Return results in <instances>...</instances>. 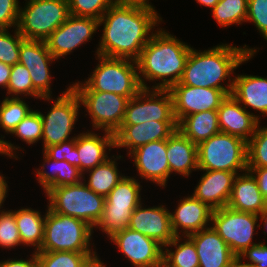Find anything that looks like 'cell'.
<instances>
[{
	"label": "cell",
	"instance_id": "obj_37",
	"mask_svg": "<svg viewBox=\"0 0 267 267\" xmlns=\"http://www.w3.org/2000/svg\"><path fill=\"white\" fill-rule=\"evenodd\" d=\"M94 254L96 253L36 252L38 267H81Z\"/></svg>",
	"mask_w": 267,
	"mask_h": 267
},
{
	"label": "cell",
	"instance_id": "obj_20",
	"mask_svg": "<svg viewBox=\"0 0 267 267\" xmlns=\"http://www.w3.org/2000/svg\"><path fill=\"white\" fill-rule=\"evenodd\" d=\"M177 130V121H147L136 125H121L114 133L115 148L135 149L157 140L168 139Z\"/></svg>",
	"mask_w": 267,
	"mask_h": 267
},
{
	"label": "cell",
	"instance_id": "obj_33",
	"mask_svg": "<svg viewBox=\"0 0 267 267\" xmlns=\"http://www.w3.org/2000/svg\"><path fill=\"white\" fill-rule=\"evenodd\" d=\"M170 247H174L175 250ZM163 265L165 267H199L198 254L193 240L189 236H175L163 247Z\"/></svg>",
	"mask_w": 267,
	"mask_h": 267
},
{
	"label": "cell",
	"instance_id": "obj_56",
	"mask_svg": "<svg viewBox=\"0 0 267 267\" xmlns=\"http://www.w3.org/2000/svg\"><path fill=\"white\" fill-rule=\"evenodd\" d=\"M259 220L261 221L260 223H263V229H265V231L263 232L265 235L267 233V211L264 212L262 215H260Z\"/></svg>",
	"mask_w": 267,
	"mask_h": 267
},
{
	"label": "cell",
	"instance_id": "obj_13",
	"mask_svg": "<svg viewBox=\"0 0 267 267\" xmlns=\"http://www.w3.org/2000/svg\"><path fill=\"white\" fill-rule=\"evenodd\" d=\"M155 120L176 121L171 93L169 90L142 89L128 100L122 125H136Z\"/></svg>",
	"mask_w": 267,
	"mask_h": 267
},
{
	"label": "cell",
	"instance_id": "obj_52",
	"mask_svg": "<svg viewBox=\"0 0 267 267\" xmlns=\"http://www.w3.org/2000/svg\"><path fill=\"white\" fill-rule=\"evenodd\" d=\"M81 267H106V265L96 253L93 256H90Z\"/></svg>",
	"mask_w": 267,
	"mask_h": 267
},
{
	"label": "cell",
	"instance_id": "obj_45",
	"mask_svg": "<svg viewBox=\"0 0 267 267\" xmlns=\"http://www.w3.org/2000/svg\"><path fill=\"white\" fill-rule=\"evenodd\" d=\"M19 4L18 0H0V29L17 28Z\"/></svg>",
	"mask_w": 267,
	"mask_h": 267
},
{
	"label": "cell",
	"instance_id": "obj_35",
	"mask_svg": "<svg viewBox=\"0 0 267 267\" xmlns=\"http://www.w3.org/2000/svg\"><path fill=\"white\" fill-rule=\"evenodd\" d=\"M23 99L4 97L0 103V128L7 135L33 110Z\"/></svg>",
	"mask_w": 267,
	"mask_h": 267
},
{
	"label": "cell",
	"instance_id": "obj_31",
	"mask_svg": "<svg viewBox=\"0 0 267 267\" xmlns=\"http://www.w3.org/2000/svg\"><path fill=\"white\" fill-rule=\"evenodd\" d=\"M45 216L40 210L31 207H21L15 210V221L18 227L23 247H34L38 252L43 244L45 230Z\"/></svg>",
	"mask_w": 267,
	"mask_h": 267
},
{
	"label": "cell",
	"instance_id": "obj_25",
	"mask_svg": "<svg viewBox=\"0 0 267 267\" xmlns=\"http://www.w3.org/2000/svg\"><path fill=\"white\" fill-rule=\"evenodd\" d=\"M102 132L103 135L87 130V132H80L75 138L82 173L105 162L111 157L108 155L110 151L115 149L114 134L107 131Z\"/></svg>",
	"mask_w": 267,
	"mask_h": 267
},
{
	"label": "cell",
	"instance_id": "obj_49",
	"mask_svg": "<svg viewBox=\"0 0 267 267\" xmlns=\"http://www.w3.org/2000/svg\"><path fill=\"white\" fill-rule=\"evenodd\" d=\"M0 156L3 155L4 157L8 156V158L12 159H16L18 160V156L17 155V151L19 152L20 150H22L23 148L19 147V146H15L14 143L12 144V142L5 140V136L1 135L0 136ZM17 150V151H16Z\"/></svg>",
	"mask_w": 267,
	"mask_h": 267
},
{
	"label": "cell",
	"instance_id": "obj_1",
	"mask_svg": "<svg viewBox=\"0 0 267 267\" xmlns=\"http://www.w3.org/2000/svg\"><path fill=\"white\" fill-rule=\"evenodd\" d=\"M162 21L155 8L114 2L99 20L102 36L95 55L136 61Z\"/></svg>",
	"mask_w": 267,
	"mask_h": 267
},
{
	"label": "cell",
	"instance_id": "obj_48",
	"mask_svg": "<svg viewBox=\"0 0 267 267\" xmlns=\"http://www.w3.org/2000/svg\"><path fill=\"white\" fill-rule=\"evenodd\" d=\"M255 177L262 195L267 199V168H248Z\"/></svg>",
	"mask_w": 267,
	"mask_h": 267
},
{
	"label": "cell",
	"instance_id": "obj_19",
	"mask_svg": "<svg viewBox=\"0 0 267 267\" xmlns=\"http://www.w3.org/2000/svg\"><path fill=\"white\" fill-rule=\"evenodd\" d=\"M166 205L145 207L141 202L129 221L131 230L156 240L163 247L175 238L171 227L170 210Z\"/></svg>",
	"mask_w": 267,
	"mask_h": 267
},
{
	"label": "cell",
	"instance_id": "obj_47",
	"mask_svg": "<svg viewBox=\"0 0 267 267\" xmlns=\"http://www.w3.org/2000/svg\"><path fill=\"white\" fill-rule=\"evenodd\" d=\"M28 258H7V260L5 259L4 261H0V267H38L36 252L33 251Z\"/></svg>",
	"mask_w": 267,
	"mask_h": 267
},
{
	"label": "cell",
	"instance_id": "obj_43",
	"mask_svg": "<svg viewBox=\"0 0 267 267\" xmlns=\"http://www.w3.org/2000/svg\"><path fill=\"white\" fill-rule=\"evenodd\" d=\"M43 152L54 160H65L80 170V158L77 147L75 146V138L69 139L57 145L46 147Z\"/></svg>",
	"mask_w": 267,
	"mask_h": 267
},
{
	"label": "cell",
	"instance_id": "obj_50",
	"mask_svg": "<svg viewBox=\"0 0 267 267\" xmlns=\"http://www.w3.org/2000/svg\"><path fill=\"white\" fill-rule=\"evenodd\" d=\"M12 66L0 62V87L6 90L8 87V82L11 74Z\"/></svg>",
	"mask_w": 267,
	"mask_h": 267
},
{
	"label": "cell",
	"instance_id": "obj_9",
	"mask_svg": "<svg viewBox=\"0 0 267 267\" xmlns=\"http://www.w3.org/2000/svg\"><path fill=\"white\" fill-rule=\"evenodd\" d=\"M198 170H222L236 174L247 171V142L219 132L197 145Z\"/></svg>",
	"mask_w": 267,
	"mask_h": 267
},
{
	"label": "cell",
	"instance_id": "obj_11",
	"mask_svg": "<svg viewBox=\"0 0 267 267\" xmlns=\"http://www.w3.org/2000/svg\"><path fill=\"white\" fill-rule=\"evenodd\" d=\"M259 217L258 214L239 212L226 206L212 211L211 226L238 256L246 248L257 244L253 238L254 234H258L255 230L261 225Z\"/></svg>",
	"mask_w": 267,
	"mask_h": 267
},
{
	"label": "cell",
	"instance_id": "obj_46",
	"mask_svg": "<svg viewBox=\"0 0 267 267\" xmlns=\"http://www.w3.org/2000/svg\"><path fill=\"white\" fill-rule=\"evenodd\" d=\"M238 256L255 267H267V245L263 241L246 248Z\"/></svg>",
	"mask_w": 267,
	"mask_h": 267
},
{
	"label": "cell",
	"instance_id": "obj_18",
	"mask_svg": "<svg viewBox=\"0 0 267 267\" xmlns=\"http://www.w3.org/2000/svg\"><path fill=\"white\" fill-rule=\"evenodd\" d=\"M137 170L139 178L166 188L170 169L166 157V139L149 142L128 155Z\"/></svg>",
	"mask_w": 267,
	"mask_h": 267
},
{
	"label": "cell",
	"instance_id": "obj_32",
	"mask_svg": "<svg viewBox=\"0 0 267 267\" xmlns=\"http://www.w3.org/2000/svg\"><path fill=\"white\" fill-rule=\"evenodd\" d=\"M122 158L121 155H112L102 164L84 172L82 181L96 194L106 197L124 176L118 170L117 163ZM85 174H88L87 180Z\"/></svg>",
	"mask_w": 267,
	"mask_h": 267
},
{
	"label": "cell",
	"instance_id": "obj_38",
	"mask_svg": "<svg viewBox=\"0 0 267 267\" xmlns=\"http://www.w3.org/2000/svg\"><path fill=\"white\" fill-rule=\"evenodd\" d=\"M247 168H267V127L257 126L247 142Z\"/></svg>",
	"mask_w": 267,
	"mask_h": 267
},
{
	"label": "cell",
	"instance_id": "obj_5",
	"mask_svg": "<svg viewBox=\"0 0 267 267\" xmlns=\"http://www.w3.org/2000/svg\"><path fill=\"white\" fill-rule=\"evenodd\" d=\"M93 233V227L84 220L55 213L47 205L44 240L38 252L97 253L91 247L95 246Z\"/></svg>",
	"mask_w": 267,
	"mask_h": 267
},
{
	"label": "cell",
	"instance_id": "obj_39",
	"mask_svg": "<svg viewBox=\"0 0 267 267\" xmlns=\"http://www.w3.org/2000/svg\"><path fill=\"white\" fill-rule=\"evenodd\" d=\"M10 134L20 138L29 146L42 140L43 123L38 109L27 114Z\"/></svg>",
	"mask_w": 267,
	"mask_h": 267
},
{
	"label": "cell",
	"instance_id": "obj_6",
	"mask_svg": "<svg viewBox=\"0 0 267 267\" xmlns=\"http://www.w3.org/2000/svg\"><path fill=\"white\" fill-rule=\"evenodd\" d=\"M45 195L53 212L82 219L93 228L102 216L105 197L96 194L83 181L51 188Z\"/></svg>",
	"mask_w": 267,
	"mask_h": 267
},
{
	"label": "cell",
	"instance_id": "obj_40",
	"mask_svg": "<svg viewBox=\"0 0 267 267\" xmlns=\"http://www.w3.org/2000/svg\"><path fill=\"white\" fill-rule=\"evenodd\" d=\"M13 33L9 29H0V62L11 66L19 62L20 45L24 40L17 28Z\"/></svg>",
	"mask_w": 267,
	"mask_h": 267
},
{
	"label": "cell",
	"instance_id": "obj_15",
	"mask_svg": "<svg viewBox=\"0 0 267 267\" xmlns=\"http://www.w3.org/2000/svg\"><path fill=\"white\" fill-rule=\"evenodd\" d=\"M133 267L163 265V246L138 231L125 228L109 238Z\"/></svg>",
	"mask_w": 267,
	"mask_h": 267
},
{
	"label": "cell",
	"instance_id": "obj_8",
	"mask_svg": "<svg viewBox=\"0 0 267 267\" xmlns=\"http://www.w3.org/2000/svg\"><path fill=\"white\" fill-rule=\"evenodd\" d=\"M17 29L24 39L45 41L70 16L68 0H25Z\"/></svg>",
	"mask_w": 267,
	"mask_h": 267
},
{
	"label": "cell",
	"instance_id": "obj_29",
	"mask_svg": "<svg viewBox=\"0 0 267 267\" xmlns=\"http://www.w3.org/2000/svg\"><path fill=\"white\" fill-rule=\"evenodd\" d=\"M42 154L44 159L41 166L35 169V175L37 177V183L44 190V194L51 188L77 184L83 180V173L78 167L71 165L65 160L58 161L49 158L43 151ZM48 166L50 167V171L46 170Z\"/></svg>",
	"mask_w": 267,
	"mask_h": 267
},
{
	"label": "cell",
	"instance_id": "obj_34",
	"mask_svg": "<svg viewBox=\"0 0 267 267\" xmlns=\"http://www.w3.org/2000/svg\"><path fill=\"white\" fill-rule=\"evenodd\" d=\"M247 11L248 0H219L211 10L217 25L222 28L246 22Z\"/></svg>",
	"mask_w": 267,
	"mask_h": 267
},
{
	"label": "cell",
	"instance_id": "obj_16",
	"mask_svg": "<svg viewBox=\"0 0 267 267\" xmlns=\"http://www.w3.org/2000/svg\"><path fill=\"white\" fill-rule=\"evenodd\" d=\"M173 99V112L177 123L190 114L217 110L227 97L224 90L197 88L182 85L180 82L169 89Z\"/></svg>",
	"mask_w": 267,
	"mask_h": 267
},
{
	"label": "cell",
	"instance_id": "obj_14",
	"mask_svg": "<svg viewBox=\"0 0 267 267\" xmlns=\"http://www.w3.org/2000/svg\"><path fill=\"white\" fill-rule=\"evenodd\" d=\"M99 28V20L92 17L70 15L46 40L50 53L58 61L85 45L94 37Z\"/></svg>",
	"mask_w": 267,
	"mask_h": 267
},
{
	"label": "cell",
	"instance_id": "obj_22",
	"mask_svg": "<svg viewBox=\"0 0 267 267\" xmlns=\"http://www.w3.org/2000/svg\"><path fill=\"white\" fill-rule=\"evenodd\" d=\"M217 112L220 132L238 136L246 142L255 134L261 122L260 115L246 110L232 94L221 102Z\"/></svg>",
	"mask_w": 267,
	"mask_h": 267
},
{
	"label": "cell",
	"instance_id": "obj_12",
	"mask_svg": "<svg viewBox=\"0 0 267 267\" xmlns=\"http://www.w3.org/2000/svg\"><path fill=\"white\" fill-rule=\"evenodd\" d=\"M91 118L92 130L115 133L124 120L128 98L112 92L75 91Z\"/></svg>",
	"mask_w": 267,
	"mask_h": 267
},
{
	"label": "cell",
	"instance_id": "obj_41",
	"mask_svg": "<svg viewBox=\"0 0 267 267\" xmlns=\"http://www.w3.org/2000/svg\"><path fill=\"white\" fill-rule=\"evenodd\" d=\"M22 246L15 221V210H0V247L10 250ZM15 247V248H14Z\"/></svg>",
	"mask_w": 267,
	"mask_h": 267
},
{
	"label": "cell",
	"instance_id": "obj_36",
	"mask_svg": "<svg viewBox=\"0 0 267 267\" xmlns=\"http://www.w3.org/2000/svg\"><path fill=\"white\" fill-rule=\"evenodd\" d=\"M6 91V97L27 98V96H31V98L33 97L34 99H41L43 97L33 87L28 69L20 63L12 66Z\"/></svg>",
	"mask_w": 267,
	"mask_h": 267
},
{
	"label": "cell",
	"instance_id": "obj_55",
	"mask_svg": "<svg viewBox=\"0 0 267 267\" xmlns=\"http://www.w3.org/2000/svg\"><path fill=\"white\" fill-rule=\"evenodd\" d=\"M197 4L210 8L211 10L215 7L219 0H195Z\"/></svg>",
	"mask_w": 267,
	"mask_h": 267
},
{
	"label": "cell",
	"instance_id": "obj_10",
	"mask_svg": "<svg viewBox=\"0 0 267 267\" xmlns=\"http://www.w3.org/2000/svg\"><path fill=\"white\" fill-rule=\"evenodd\" d=\"M66 88L55 99L53 97H42L40 99L52 103L47 114L39 111L43 123V150L46 147L60 144L77 136L71 137L70 134H72L78 120L81 104L75 91L69 85Z\"/></svg>",
	"mask_w": 267,
	"mask_h": 267
},
{
	"label": "cell",
	"instance_id": "obj_51",
	"mask_svg": "<svg viewBox=\"0 0 267 267\" xmlns=\"http://www.w3.org/2000/svg\"><path fill=\"white\" fill-rule=\"evenodd\" d=\"M7 177L3 176L0 172V210L3 209L5 199L8 197L7 193L9 191Z\"/></svg>",
	"mask_w": 267,
	"mask_h": 267
},
{
	"label": "cell",
	"instance_id": "obj_44",
	"mask_svg": "<svg viewBox=\"0 0 267 267\" xmlns=\"http://www.w3.org/2000/svg\"><path fill=\"white\" fill-rule=\"evenodd\" d=\"M247 22L254 24L267 41V0H248Z\"/></svg>",
	"mask_w": 267,
	"mask_h": 267
},
{
	"label": "cell",
	"instance_id": "obj_24",
	"mask_svg": "<svg viewBox=\"0 0 267 267\" xmlns=\"http://www.w3.org/2000/svg\"><path fill=\"white\" fill-rule=\"evenodd\" d=\"M189 237L195 244L199 267H229L236 256L212 226Z\"/></svg>",
	"mask_w": 267,
	"mask_h": 267
},
{
	"label": "cell",
	"instance_id": "obj_27",
	"mask_svg": "<svg viewBox=\"0 0 267 267\" xmlns=\"http://www.w3.org/2000/svg\"><path fill=\"white\" fill-rule=\"evenodd\" d=\"M166 157L170 175L174 172L185 178L189 177L193 171H199L197 145L178 129L166 139Z\"/></svg>",
	"mask_w": 267,
	"mask_h": 267
},
{
	"label": "cell",
	"instance_id": "obj_42",
	"mask_svg": "<svg viewBox=\"0 0 267 267\" xmlns=\"http://www.w3.org/2000/svg\"><path fill=\"white\" fill-rule=\"evenodd\" d=\"M115 0H68L70 15L92 17L98 20Z\"/></svg>",
	"mask_w": 267,
	"mask_h": 267
},
{
	"label": "cell",
	"instance_id": "obj_53",
	"mask_svg": "<svg viewBox=\"0 0 267 267\" xmlns=\"http://www.w3.org/2000/svg\"><path fill=\"white\" fill-rule=\"evenodd\" d=\"M243 261V262H242ZM229 267H255L251 263L245 262L240 256H235Z\"/></svg>",
	"mask_w": 267,
	"mask_h": 267
},
{
	"label": "cell",
	"instance_id": "obj_54",
	"mask_svg": "<svg viewBox=\"0 0 267 267\" xmlns=\"http://www.w3.org/2000/svg\"><path fill=\"white\" fill-rule=\"evenodd\" d=\"M118 3L137 4L155 8L149 0H115Z\"/></svg>",
	"mask_w": 267,
	"mask_h": 267
},
{
	"label": "cell",
	"instance_id": "obj_26",
	"mask_svg": "<svg viewBox=\"0 0 267 267\" xmlns=\"http://www.w3.org/2000/svg\"><path fill=\"white\" fill-rule=\"evenodd\" d=\"M227 207L258 215L267 211V199L260 192L258 183L250 171L239 173L235 177Z\"/></svg>",
	"mask_w": 267,
	"mask_h": 267
},
{
	"label": "cell",
	"instance_id": "obj_3",
	"mask_svg": "<svg viewBox=\"0 0 267 267\" xmlns=\"http://www.w3.org/2000/svg\"><path fill=\"white\" fill-rule=\"evenodd\" d=\"M190 50L188 43L158 27L136 60L142 88L169 90L179 83ZM148 81L155 84L151 87L147 85Z\"/></svg>",
	"mask_w": 267,
	"mask_h": 267
},
{
	"label": "cell",
	"instance_id": "obj_23",
	"mask_svg": "<svg viewBox=\"0 0 267 267\" xmlns=\"http://www.w3.org/2000/svg\"><path fill=\"white\" fill-rule=\"evenodd\" d=\"M200 171L204 173L191 195L201 202L206 203L213 210L226 207L237 174L222 170Z\"/></svg>",
	"mask_w": 267,
	"mask_h": 267
},
{
	"label": "cell",
	"instance_id": "obj_7",
	"mask_svg": "<svg viewBox=\"0 0 267 267\" xmlns=\"http://www.w3.org/2000/svg\"><path fill=\"white\" fill-rule=\"evenodd\" d=\"M135 176H123L105 197L102 216L93 229H99L109 239L128 228L135 208L142 202L141 182Z\"/></svg>",
	"mask_w": 267,
	"mask_h": 267
},
{
	"label": "cell",
	"instance_id": "obj_21",
	"mask_svg": "<svg viewBox=\"0 0 267 267\" xmlns=\"http://www.w3.org/2000/svg\"><path fill=\"white\" fill-rule=\"evenodd\" d=\"M178 201L174 212H170L171 227L175 236H189L211 226L213 209L206 203L192 195L184 196Z\"/></svg>",
	"mask_w": 267,
	"mask_h": 267
},
{
	"label": "cell",
	"instance_id": "obj_4",
	"mask_svg": "<svg viewBox=\"0 0 267 267\" xmlns=\"http://www.w3.org/2000/svg\"><path fill=\"white\" fill-rule=\"evenodd\" d=\"M95 56L98 64L88 79L69 84L74 91L112 92L131 99L143 89L136 61L98 54Z\"/></svg>",
	"mask_w": 267,
	"mask_h": 267
},
{
	"label": "cell",
	"instance_id": "obj_17",
	"mask_svg": "<svg viewBox=\"0 0 267 267\" xmlns=\"http://www.w3.org/2000/svg\"><path fill=\"white\" fill-rule=\"evenodd\" d=\"M55 61L45 41L24 39L21 42L18 63L28 69L33 87L43 97H52L50 66Z\"/></svg>",
	"mask_w": 267,
	"mask_h": 267
},
{
	"label": "cell",
	"instance_id": "obj_28",
	"mask_svg": "<svg viewBox=\"0 0 267 267\" xmlns=\"http://www.w3.org/2000/svg\"><path fill=\"white\" fill-rule=\"evenodd\" d=\"M233 77L232 96L246 110L249 107L267 116V78L244 73Z\"/></svg>",
	"mask_w": 267,
	"mask_h": 267
},
{
	"label": "cell",
	"instance_id": "obj_30",
	"mask_svg": "<svg viewBox=\"0 0 267 267\" xmlns=\"http://www.w3.org/2000/svg\"><path fill=\"white\" fill-rule=\"evenodd\" d=\"M177 129L194 144L199 145L220 132L217 110L202 111L183 117Z\"/></svg>",
	"mask_w": 267,
	"mask_h": 267
},
{
	"label": "cell",
	"instance_id": "obj_2",
	"mask_svg": "<svg viewBox=\"0 0 267 267\" xmlns=\"http://www.w3.org/2000/svg\"><path fill=\"white\" fill-rule=\"evenodd\" d=\"M257 49L232 43H220L204 51L191 47L180 83L197 88L220 89L231 95L234 84L231 76L259 52L260 48Z\"/></svg>",
	"mask_w": 267,
	"mask_h": 267
}]
</instances>
